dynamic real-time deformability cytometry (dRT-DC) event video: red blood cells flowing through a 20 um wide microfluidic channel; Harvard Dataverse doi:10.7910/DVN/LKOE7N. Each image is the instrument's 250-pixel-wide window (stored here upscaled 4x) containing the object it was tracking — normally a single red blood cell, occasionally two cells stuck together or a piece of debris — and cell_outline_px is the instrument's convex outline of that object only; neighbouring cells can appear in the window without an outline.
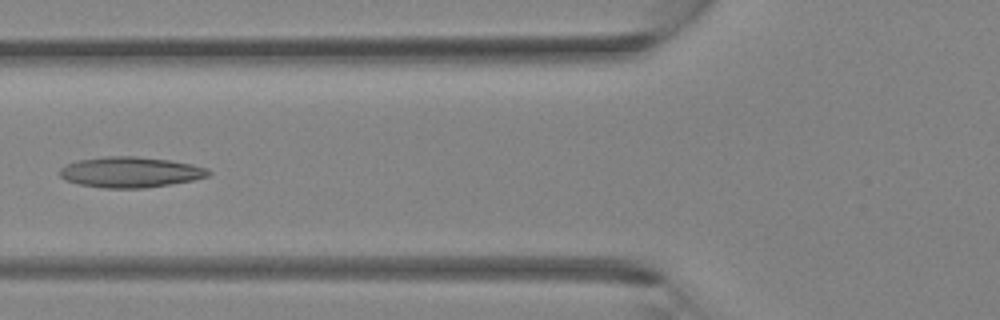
{"species": "Egyptian fruit bat (a non-hibernating species)", "species_latin": "Rousettus aegyptiacus", "temperature_condition": "room temperature", "stored_images_in_passage": 5, "camera_frame_rate_fps": 3000, "um_per_image_px": 0.085, "animal": {"sex": "female"}, "frame": {"image": 1, "passage_image": 5, "time_ms": 4.333, "image_size_px": [1000, 320], "cell_outline_px": [[212, 172], [208, 176], [192, 180], [144, 188], [104, 188], [80, 184], [64, 180], [60, 176], [60, 168], [64, 164], [80, 160], [104, 156], [136, 156], [172, 160], [192, 164], [208, 168]], "centroid_in_image_um": [11.07, 14.62], "position_along_channel_um": 114.7, "area_um2": 26.59}}